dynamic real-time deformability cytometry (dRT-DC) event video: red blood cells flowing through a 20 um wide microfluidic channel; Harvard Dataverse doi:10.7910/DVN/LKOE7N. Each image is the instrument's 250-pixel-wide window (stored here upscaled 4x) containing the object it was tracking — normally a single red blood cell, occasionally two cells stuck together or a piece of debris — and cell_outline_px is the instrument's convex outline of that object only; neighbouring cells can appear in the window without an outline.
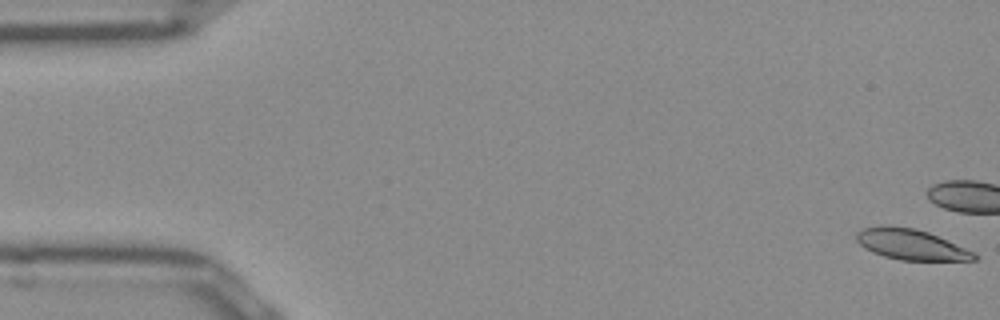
{"species": "Egyptian fruit bat (a non-hibernating species)", "species_latin": "Rousettus aegyptiacus", "temperature_condition": "room temperature", "stored_images_in_passage": 11, "camera_frame_rate_fps": 3000, "um_per_image_px": 0.085, "frame": {"image": 1, "passage_image": 1, "time_ms": 0.0, "image_size_px": [1000, 320], "cell_outline_px": [[980, 256], [976, 260], [900, 260], [884, 256], [872, 252], [864, 248], [856, 240], [856, 232], [864, 228], [880, 224], [888, 224], [916, 228], [928, 232], [976, 252]], "centroid_in_image_um": [77.43, 20.76], "position_along_channel_um": 7.6, "area_um2": 21.33}}